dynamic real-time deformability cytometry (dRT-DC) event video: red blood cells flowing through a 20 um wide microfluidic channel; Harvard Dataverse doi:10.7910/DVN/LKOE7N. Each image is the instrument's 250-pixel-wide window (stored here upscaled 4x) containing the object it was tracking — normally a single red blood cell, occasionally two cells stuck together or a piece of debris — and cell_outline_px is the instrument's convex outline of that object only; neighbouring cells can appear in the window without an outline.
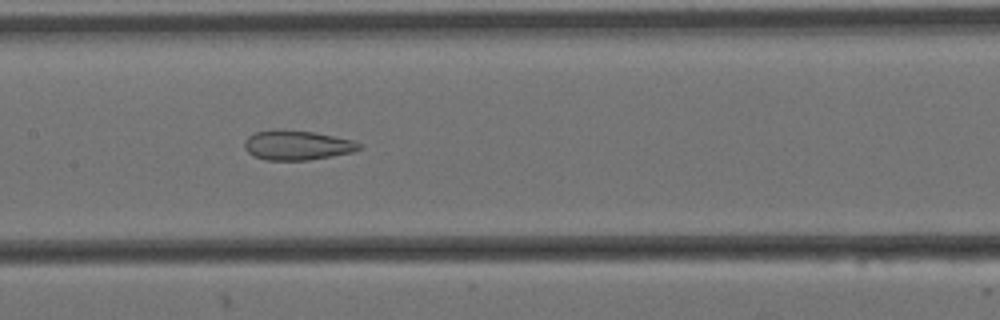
{"species": "Egyptian fruit bat (a non-hibernating species)", "species_latin": "Rousettus aegyptiacus", "temperature_condition": "cold", "stored_images_in_passage": 9, "camera_frame_rate_fps": 3000, "um_per_image_px": 0.085, "animal": {"sex": "female"}, "frame": {"image": 1, "passage_image": 7, "time_ms": 2.0, "image_size_px": [1000, 320], "cell_outline_px": [[364, 148], [352, 152], [332, 156], [308, 160], [264, 160], [252, 156], [244, 148], [244, 140], [248, 136], [256, 132], [276, 128], [312, 132], [352, 140], [364, 144]], "centroid_in_image_um": [25.23, 12.34], "position_along_channel_um": 182.2, "area_um2": 20.06}}
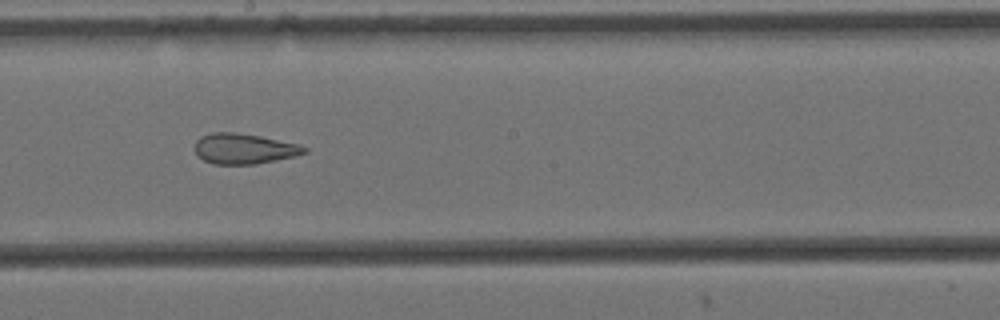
{"frame": {"image": 2, "passage_image": 8, "time_ms": 2.333, "image_size_px": [1000, 320], "cell_outline_px": [[308, 152], [296, 156], [256, 164], [212, 164], [204, 160], [196, 152], [196, 140], [200, 136], [212, 132], [236, 132], [260, 136], [300, 144], [308, 148]], "centroid_in_image_um": [20.78, 12.63], "position_along_channel_um": 227.4, "area_um2": 19.48}}
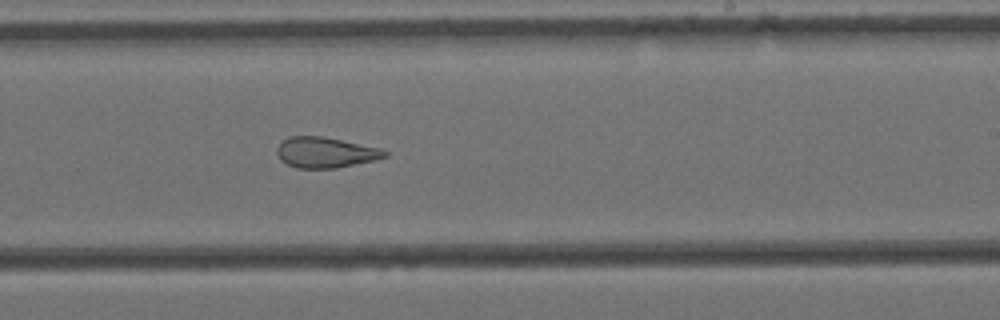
{"frame": {"image": 3, "passage_image": 9, "time_ms": 2.667, "image_size_px": [1000, 320], "cell_outline_px": [[388, 156], [376, 160], [336, 168], [296, 168], [280, 160], [276, 152], [276, 148], [288, 136], [324, 136], [380, 148], [388, 152]], "centroid_in_image_um": [27.67, 12.96], "position_along_channel_um": 261.3, "area_um2": 19.31}}